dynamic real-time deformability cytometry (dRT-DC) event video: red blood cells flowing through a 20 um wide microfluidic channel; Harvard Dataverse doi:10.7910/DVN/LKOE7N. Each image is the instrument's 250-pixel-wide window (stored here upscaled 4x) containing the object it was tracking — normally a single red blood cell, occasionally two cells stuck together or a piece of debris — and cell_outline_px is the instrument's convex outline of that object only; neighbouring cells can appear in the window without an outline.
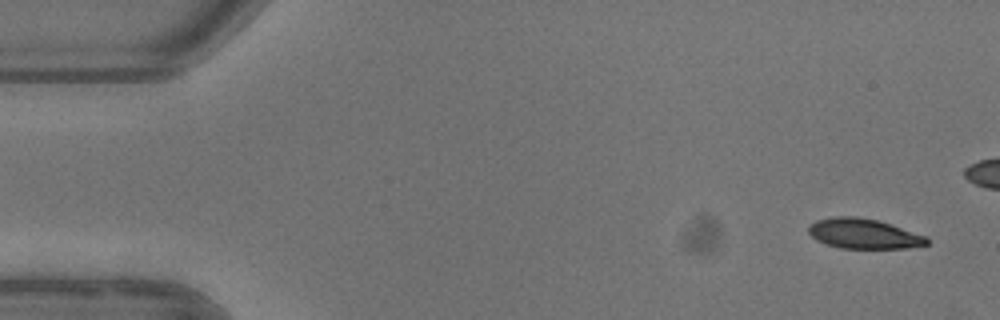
{"species": "common noctule bat (a hibernating species)", "species_latin": "Nyctalus noctula", "temperature_condition": "warm", "stored_images_in_passage": 5, "camera_frame_rate_fps": 3000, "um_per_image_px": 0.085, "animal": {"sex": "female"}, "frame": {"image": 1, "passage_image": 1, "time_ms": 0.0, "image_size_px": [1000, 320], "cell_outline_px": [[928, 244], [908, 248], [840, 248], [816, 240], [808, 232], [808, 228], [816, 220], [836, 216], [856, 216], [876, 220], [892, 224], [928, 236]], "centroid_in_image_um": [73.45, 19.86], "position_along_channel_um": 11.6, "area_um2": 20.69}}